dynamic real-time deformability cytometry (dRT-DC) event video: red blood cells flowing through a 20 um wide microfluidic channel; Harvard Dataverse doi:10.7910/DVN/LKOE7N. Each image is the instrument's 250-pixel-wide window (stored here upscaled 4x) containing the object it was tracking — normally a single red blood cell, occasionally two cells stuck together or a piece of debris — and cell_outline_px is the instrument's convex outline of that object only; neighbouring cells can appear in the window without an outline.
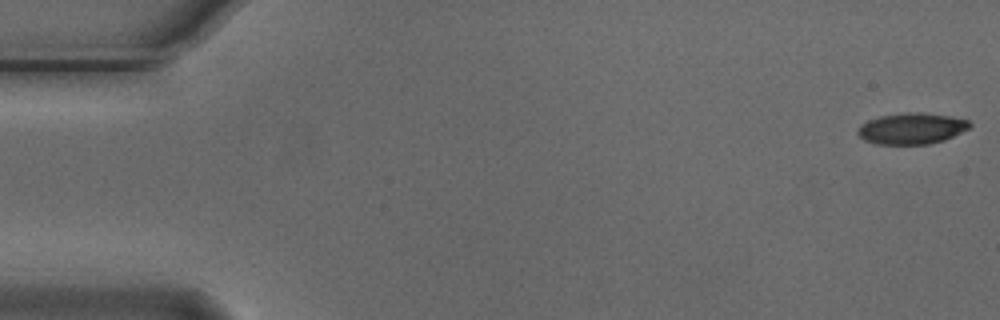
{"species": "Egyptian fruit bat (a non-hibernating species)", "species_latin": "Rousettus aegyptiacus", "temperature_condition": "cold", "stored_images_in_passage": 10, "camera_frame_rate_fps": 3000, "um_per_image_px": 0.085, "animal": {"sex": "male"}, "frame": {"image": 1, "passage_image": 1, "time_ms": 0.0, "image_size_px": [1000, 320], "cell_outline_px": [[972, 124], [968, 128], [944, 140], [928, 144], [876, 144], [864, 140], [856, 132], [860, 124], [868, 120], [880, 116], [904, 112], [920, 112], [952, 116], [968, 120]], "centroid_in_image_um": [77.46, 10.91], "position_along_channel_um": 7.5, "area_um2": 20.35}}